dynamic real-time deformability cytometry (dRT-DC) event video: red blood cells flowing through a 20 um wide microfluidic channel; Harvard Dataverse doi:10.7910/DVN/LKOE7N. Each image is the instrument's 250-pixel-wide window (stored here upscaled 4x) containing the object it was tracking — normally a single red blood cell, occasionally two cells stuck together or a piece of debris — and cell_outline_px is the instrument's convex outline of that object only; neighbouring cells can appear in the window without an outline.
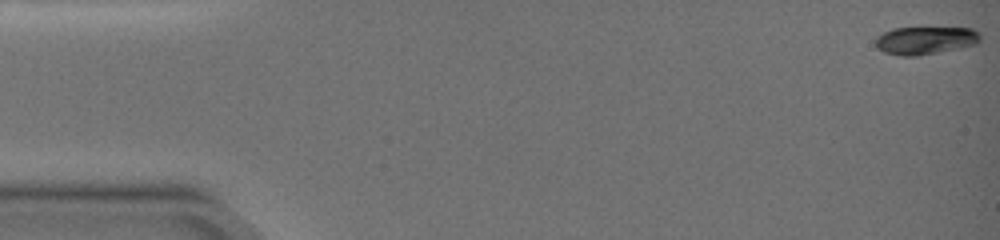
{"species": "common noctule bat (a hibernating species)", "species_latin": "Nyctalus noctula", "temperature_condition": "warm", "stored_images_in_passage": 52, "camera_frame_rate_fps": 3000, "um_per_image_px": 0.085, "animal": {"sex": "female", "body_mass_g": 19.0, "forearm_length_mm": 51.5}, "frame": {"image": 1, "passage_image": 1, "time_ms": 0.0, "image_size_px": [1000, 240], "cell_outline_px": [[980, 40], [976, 44], [916, 56], [900, 56], [884, 52], [876, 48], [876, 36], [892, 28], [972, 28], [980, 32]], "centroid_in_image_um": [78.62, 3.42], "position_along_channel_um": 6.4, "area_um2": 16.88}}
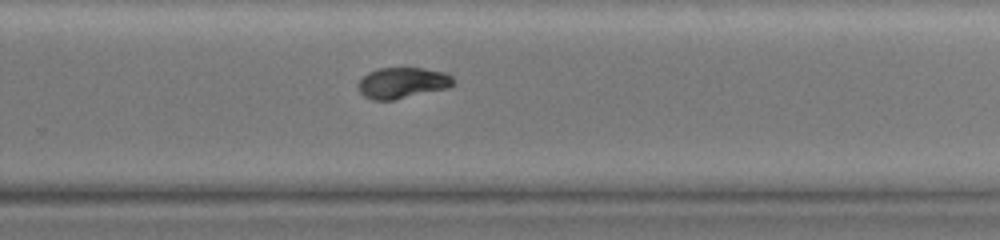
{"frame": {"image": 2, "passage_image": 36, "time_ms": 11.667, "image_size_px": [1000, 240], "cell_outline_px": [[456, 80], [448, 88], [392, 100], [372, 100], [364, 96], [360, 92], [360, 80], [368, 72], [380, 68], [424, 68], [444, 72], [452, 76]], "centroid_in_image_um": [34.24, 7.04], "position_along_channel_um": 295.6, "area_um2": 16.99}}
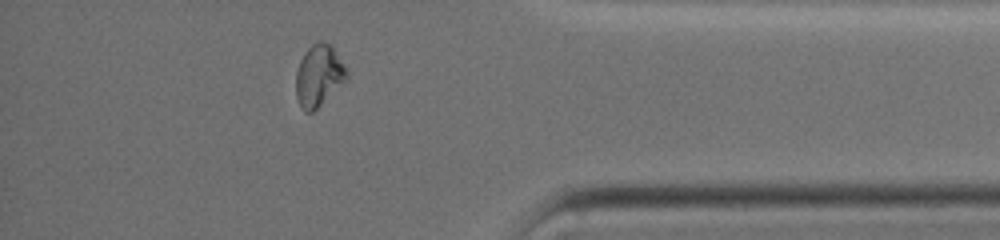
{"frame": {"image": 3, "passage_image": 46, "time_ms": 15.0, "image_size_px": [1000, 240], "cell_outline_px": [[348, 80], [312, 112], [304, 112], [296, 96], [296, 72], [300, 60], [304, 52], [312, 44], [320, 40], [324, 40], [332, 44], [348, 68]], "centroid_in_image_um": [27.14, 6.38], "position_along_channel_um": 408.1, "area_um2": 18.67}, "authors_computed_cell_mechanics": {"area_um2": 17.9758, "velocity_mm_per_s": 3.7578, "shape_relaxation_time_tau1_ms": 5.8722, "shape_relaxation_time_tau2_ms": 4.0882, "deformation_change_tau1": 0.2235, "deformation_change_tau2": 0.0478}}